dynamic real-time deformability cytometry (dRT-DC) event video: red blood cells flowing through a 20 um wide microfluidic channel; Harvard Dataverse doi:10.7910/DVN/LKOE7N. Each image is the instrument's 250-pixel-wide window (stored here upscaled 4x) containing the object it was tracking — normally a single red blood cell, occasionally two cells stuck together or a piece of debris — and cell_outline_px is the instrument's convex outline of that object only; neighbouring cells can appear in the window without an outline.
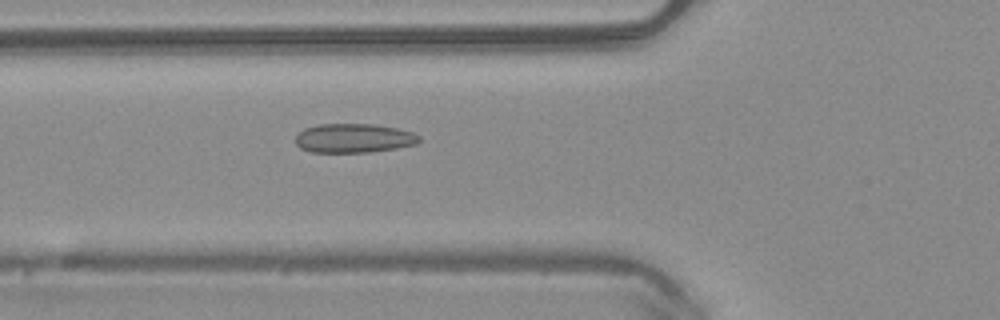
{"species": "common noctule bat (a hibernating species)", "species_latin": "Nyctalus noctula", "temperature_condition": "warm", "stored_images_in_passage": 50, "camera_frame_rate_fps": 3000, "um_per_image_px": 0.085, "animal": {"sex": "male", "body_mass_g": 20.4}, "frame": {"image": 1, "passage_image": 18, "time_ms": 5.667, "image_size_px": [1000, 320], "cell_outline_px": [[420, 140], [416, 144], [396, 148], [368, 152], [312, 152], [300, 148], [296, 144], [296, 136], [304, 128], [320, 124], [372, 124], [396, 128], [412, 132], [420, 136]], "centroid_in_image_um": [30.06, 11.74], "position_along_channel_um": 95.7, "area_um2": 20.87}}
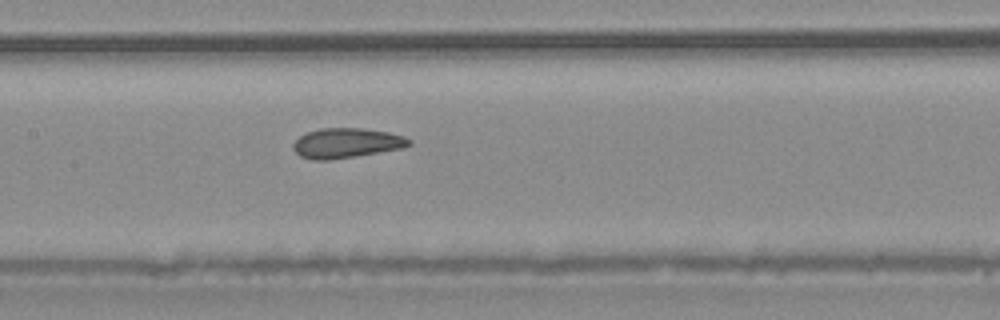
{"frame": {"image": 2, "passage_image": 24, "time_ms": 7.667, "image_size_px": [1000, 320], "cell_outline_px": [[412, 144], [404, 148], [356, 156], [328, 160], [312, 160], [300, 156], [292, 148], [292, 144], [300, 136], [308, 132], [320, 128], [364, 128], [388, 132], [404, 136], [412, 140]], "centroid_in_image_um": [29.47, 12.16], "position_along_channel_um": 177.9, "area_um2": 20.29}}
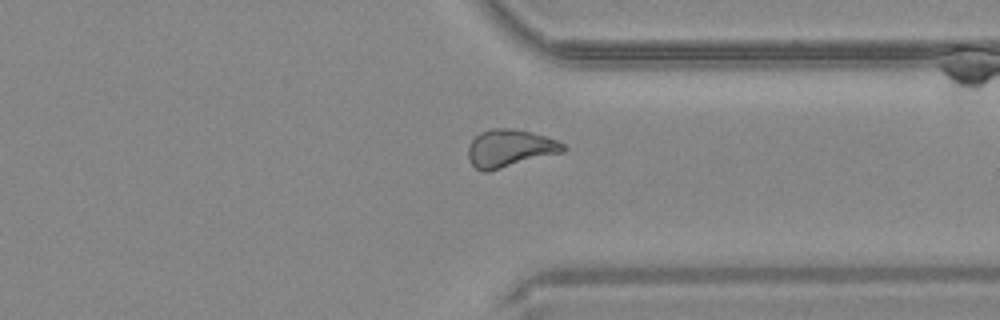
{"frame": {"image": 3, "passage_image": 38, "time_ms": 12.333, "image_size_px": [1000, 320], "cell_outline_px": [[568, 148], [564, 152], [488, 172], [484, 172], [476, 168], [468, 160], [468, 148], [472, 140], [480, 132], [492, 128], [512, 128], [532, 132], [556, 140], [564, 144]], "centroid_in_image_um": [43.34, 12.61], "position_along_channel_um": 368.1, "area_um2": 20.98}, "authors_computed_cell_mechanics": {"area_um2": 21.0103, "velocity_mm_per_s": 4.0802, "shape_relaxation_time_tau1_ms": null, "shape_relaxation_time_tau2_ms": 1.9172, "deformation_change_tau1": null, "deformation_change_tau2": 0.0701}}